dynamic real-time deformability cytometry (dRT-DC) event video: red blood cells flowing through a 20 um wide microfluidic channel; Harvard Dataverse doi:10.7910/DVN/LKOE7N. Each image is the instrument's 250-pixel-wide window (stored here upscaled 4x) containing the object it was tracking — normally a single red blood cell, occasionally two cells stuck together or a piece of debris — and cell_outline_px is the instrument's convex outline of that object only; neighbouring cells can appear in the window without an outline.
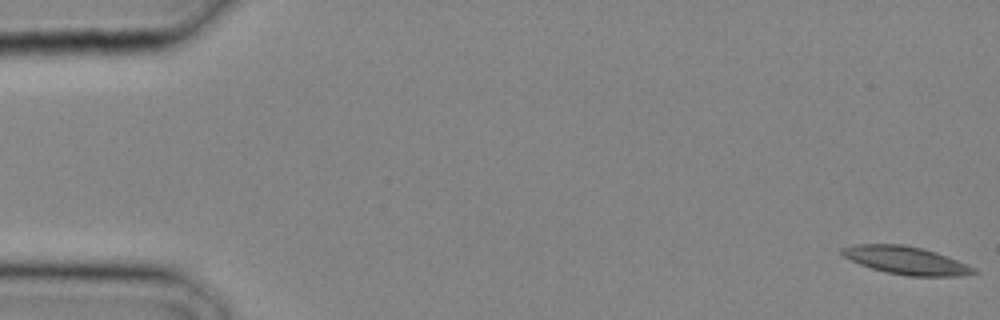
{"species": "common noctule bat (a hibernating species)", "species_latin": "Nyctalus noctula", "temperature_condition": "cold", "stored_images_in_passage": 15, "camera_frame_rate_fps": 3000, "um_per_image_px": 0.085, "animal": {"sex": "male", "body_mass_g": 20.4}, "frame": {"image": 1, "passage_image": 1, "time_ms": 0.0, "image_size_px": [1000, 320], "cell_outline_px": [[980, 272], [960, 276], [908, 276], [888, 272], [872, 268], [860, 264], [844, 256], [840, 252], [840, 248], [856, 244], [900, 244], [924, 248], [936, 252], [976, 268]], "centroid_in_image_um": [77.03, 22.13], "position_along_channel_um": 8.0, "area_um2": 21.27}}
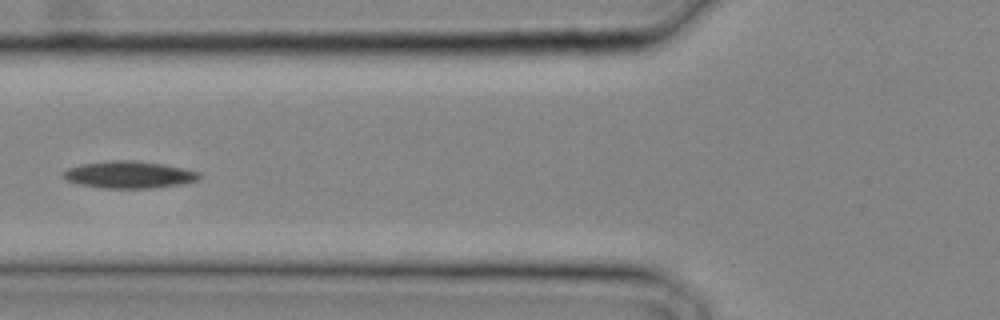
{"frame": {"image": 2, "passage_image": 12, "time_ms": 3.667, "image_size_px": [1000, 320], "cell_outline_px": [[200, 176], [196, 180], [180, 184], [148, 188], [100, 188], [80, 184], [68, 180], [60, 176], [68, 168], [80, 164], [108, 160], [136, 160], [164, 164], [184, 168], [200, 172]], "centroid_in_image_um": [10.94, 14.83], "position_along_channel_um": 114.9, "area_um2": 21.44}}
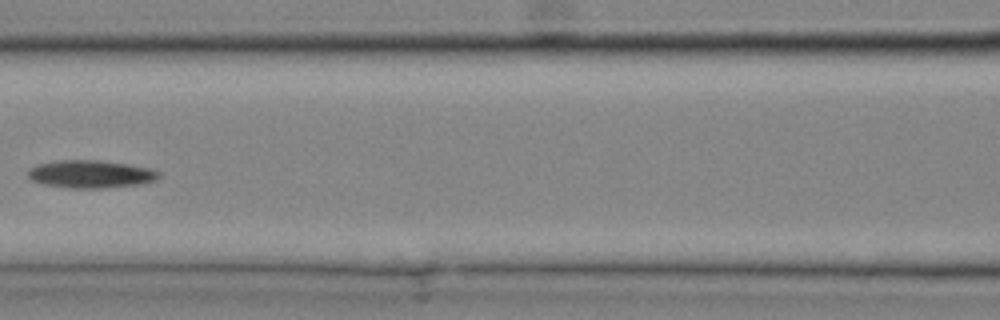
{"frame": {"image": 3, "passage_image": 14, "time_ms": 4.333, "image_size_px": [1000, 320], "cell_outline_px": [[160, 176], [156, 180], [140, 184], [104, 188], [72, 188], [44, 184], [32, 180], [28, 176], [28, 172], [36, 164], [60, 160], [100, 160], [128, 164], [152, 168], [160, 172]], "centroid_in_image_um": [7.75, 14.79], "position_along_channel_um": 158.8, "area_um2": 21.15}}